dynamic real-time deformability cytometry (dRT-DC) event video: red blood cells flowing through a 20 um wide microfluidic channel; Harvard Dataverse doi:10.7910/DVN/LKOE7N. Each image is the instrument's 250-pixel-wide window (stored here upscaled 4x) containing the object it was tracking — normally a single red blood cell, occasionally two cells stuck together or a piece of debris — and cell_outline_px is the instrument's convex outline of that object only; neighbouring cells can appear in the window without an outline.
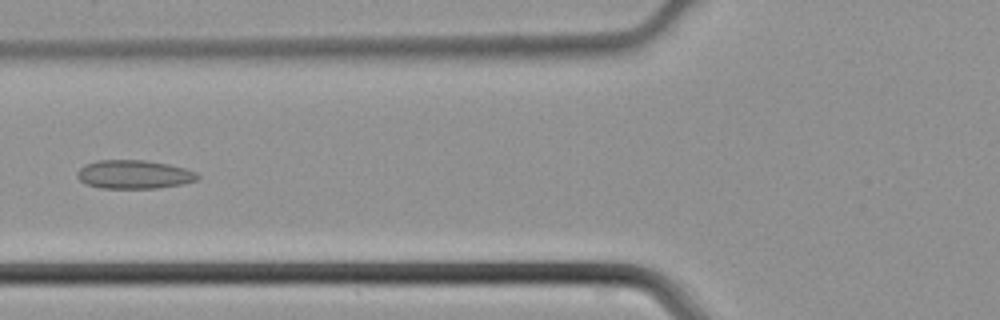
{"species": "common noctule bat (a hibernating species)", "species_latin": "Nyctalus noctula", "temperature_condition": "cold", "stored_images_in_passage": 45, "camera_frame_rate_fps": 3000, "um_per_image_px": 0.085, "animal": {"sex": "male", "body_mass_g": 21.5, "forearm_length_mm": 52.0}, "frame": {"image": 1, "passage_image": 18, "time_ms": 5.667, "image_size_px": [1000, 320], "cell_outline_px": [[200, 176], [196, 180], [180, 184], [156, 188], [100, 188], [88, 184], [80, 180], [76, 176], [76, 172], [84, 164], [96, 160], [144, 160], [168, 164], [184, 168], [196, 172]], "centroid_in_image_um": [11.35, 14.82], "position_along_channel_um": 114.4, "area_um2": 20.0}}
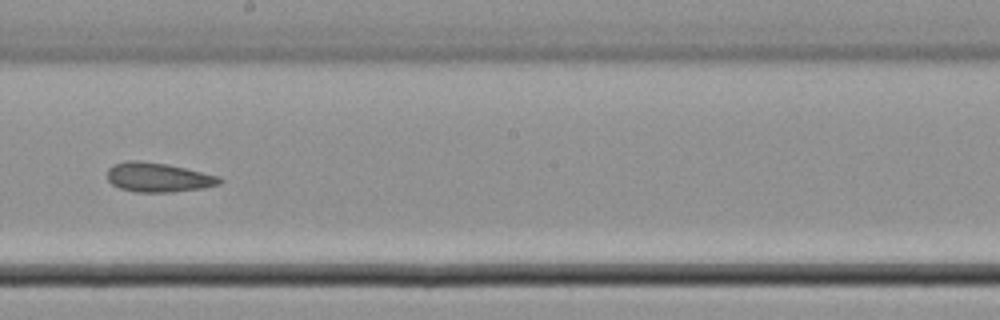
{"frame": {"image": 2, "passage_image": 26, "time_ms": 8.333, "image_size_px": [1000, 320], "cell_outline_px": [[224, 180], [220, 184], [204, 188], [172, 192], [136, 192], [120, 188], [112, 184], [108, 180], [108, 168], [112, 164], [128, 160], [136, 160], [168, 164], [220, 176]], "centroid_in_image_um": [13.46, 15.07], "position_along_channel_um": 234.7, "area_um2": 19.36}}
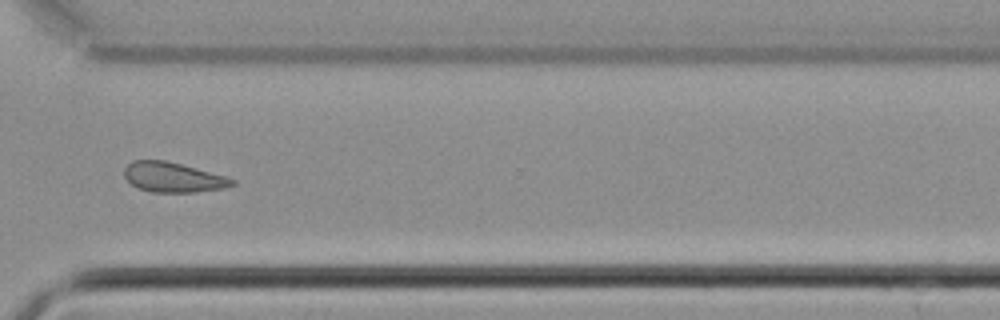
{"frame": {"image": 3, "passage_image": 34, "time_ms": 11.0, "image_size_px": [1000, 320], "cell_outline_px": [[236, 184], [224, 188], [192, 192], [152, 192], [140, 188], [132, 184], [124, 176], [124, 168], [132, 160], [164, 160], [180, 164], [224, 176], [236, 180]], "centroid_in_image_um": [14.69, 15.07], "position_along_channel_um": 355.9, "area_um2": 18.5}}